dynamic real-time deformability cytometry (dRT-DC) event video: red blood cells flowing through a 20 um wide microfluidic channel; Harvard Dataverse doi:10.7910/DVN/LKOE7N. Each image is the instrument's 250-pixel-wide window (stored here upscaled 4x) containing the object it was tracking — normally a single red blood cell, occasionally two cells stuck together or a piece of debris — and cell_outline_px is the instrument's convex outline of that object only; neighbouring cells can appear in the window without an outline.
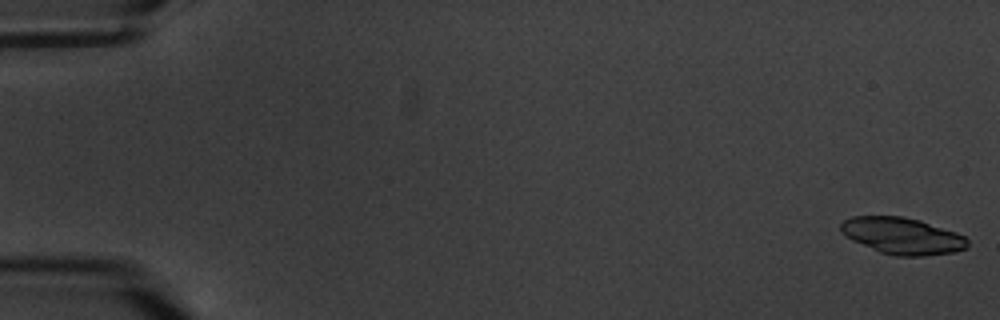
{"species": "common noctule bat (a hibernating species)", "species_latin": "Nyctalus noctula", "temperature_condition": "warm", "stored_images_in_passage": 7, "segment_of_instrument_passage": [1, 2], "camera_frame_rate_fps": 3000, "um_per_image_px": 0.085, "animal": {"sex": "male", "body_mass_g": 20.1, "forearm_length_mm": 53.5}, "frame": {"image": 1, "passage_image": 1, "time_ms": 0.0, "image_size_px": [1000, 320], "cell_outline_px": [[968, 248], [952, 252], [924, 256], [896, 256], [880, 252], [852, 240], [840, 232], [840, 224], [844, 220], [852, 216], [904, 216], [920, 220], [956, 232], [964, 236], [968, 240]], "centroid_in_image_um": [76.69, 20.04], "position_along_channel_um": 8.3, "area_um2": 27.11}}